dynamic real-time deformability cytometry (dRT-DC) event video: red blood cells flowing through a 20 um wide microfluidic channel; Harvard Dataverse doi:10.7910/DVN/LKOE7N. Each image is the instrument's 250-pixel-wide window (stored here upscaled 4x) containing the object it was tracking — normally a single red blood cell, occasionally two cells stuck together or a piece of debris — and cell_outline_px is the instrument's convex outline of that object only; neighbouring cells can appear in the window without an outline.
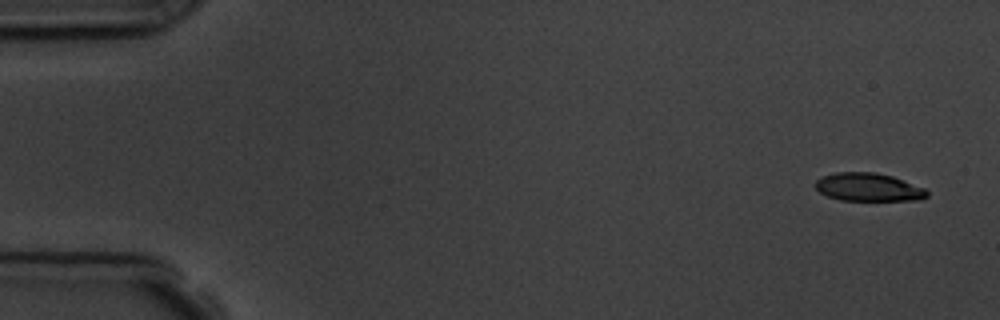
{"species": "common noctule bat (a hibernating species)", "species_latin": "Nyctalus noctula", "temperature_condition": "room temperature", "stored_images_in_passage": 4, "camera_frame_rate_fps": 3000, "um_per_image_px": 0.085, "animal": {"sex": "male", "body_mass_g": 19.5, "forearm_length_mm": 54.6}, "frame": {"image": 1, "passage_image": 1, "time_ms": 0.0, "image_size_px": [1000, 320], "cell_outline_px": [[928, 196], [920, 200], [840, 200], [828, 196], [820, 192], [812, 184], [820, 176], [836, 172], [876, 172], [892, 176], [924, 188], [928, 192]], "centroid_in_image_um": [73.77, 15.9], "position_along_channel_um": 11.2, "area_um2": 18.38}}
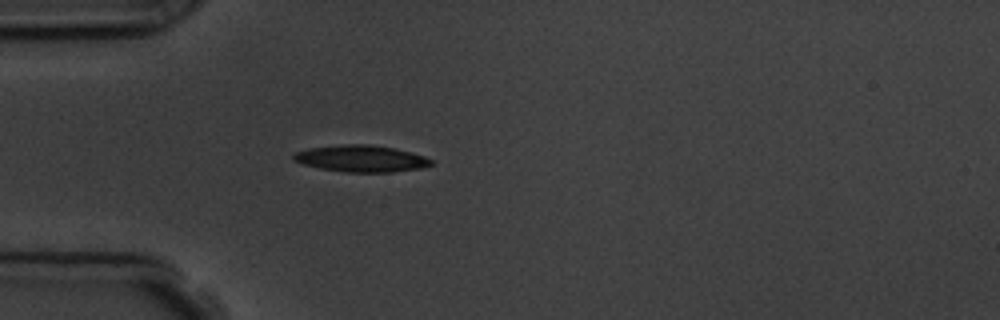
{"frame": {"image": 2, "passage_image": 4, "time_ms": 4.333, "image_size_px": [1000, 320], "cell_outline_px": [[432, 164], [420, 168], [392, 172], [348, 172], [320, 168], [304, 164], [292, 160], [292, 156], [296, 152], [308, 148], [344, 144], [368, 144], [392, 148], [424, 156], [432, 160]], "centroid_in_image_um": [30.66, 13.48], "position_along_channel_um": 54.3, "area_um2": 21.1}}